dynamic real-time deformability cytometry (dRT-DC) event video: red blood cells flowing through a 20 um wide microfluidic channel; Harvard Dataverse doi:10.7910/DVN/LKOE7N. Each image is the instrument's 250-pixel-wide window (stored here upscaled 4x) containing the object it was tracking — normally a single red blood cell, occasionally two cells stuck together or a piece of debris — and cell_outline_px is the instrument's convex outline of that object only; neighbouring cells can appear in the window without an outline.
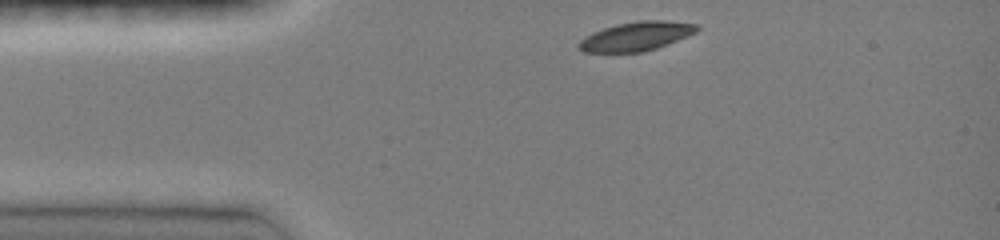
{"species": "common noctule bat (a hibernating species)", "species_latin": "Nyctalus noctula", "temperature_condition": "room temperature", "stored_images_in_passage": 33, "camera_frame_rate_fps": 3000, "um_per_image_px": 0.085, "animal": {"sex": "female", "body_mass_g": 19.0, "forearm_length_mm": 51.5}, "frame": {"image": 1, "passage_image": 1, "time_ms": 0.0, "image_size_px": [1000, 240], "cell_outline_px": [[700, 28], [696, 32], [688, 36], [668, 44], [644, 52], [584, 52], [576, 44], [580, 40], [592, 32], [616, 24], [640, 20], [664, 20], [696, 24]], "centroid_in_image_um": [54.09, 3.08], "position_along_channel_um": 30.9, "area_um2": 19.94}}
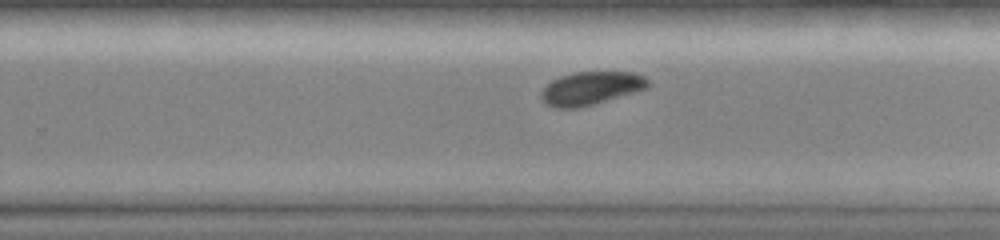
{"frame": {"image": 2, "passage_image": 22, "time_ms": 7.0, "image_size_px": [1000, 240], "cell_outline_px": [[652, 84], [648, 88], [636, 92], [592, 104], [576, 108], [556, 108], [548, 104], [540, 96], [540, 92], [552, 80], [560, 76], [576, 72], [636, 72], [644, 76]], "centroid_in_image_um": [50.28, 7.49], "position_along_channel_um": 279.5, "area_um2": 20.58}}
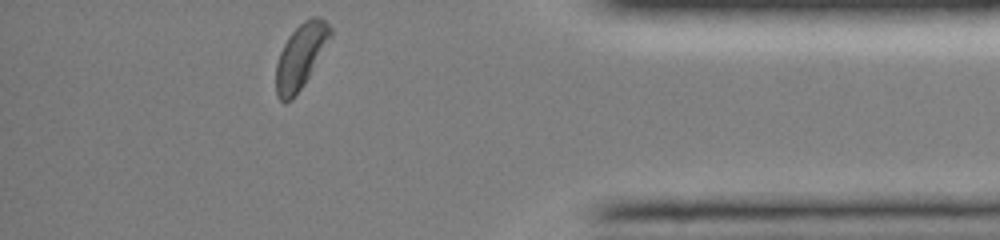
{"frame": {"image": 3, "passage_image": 33, "time_ms": 10.667, "image_size_px": [1000, 240], "cell_outline_px": [[332, 36], [308, 76], [292, 100], [284, 104], [276, 96], [276, 64], [280, 52], [288, 36], [304, 20], [312, 16], [320, 16], [332, 28]], "centroid_in_image_um": [25.54, 4.76], "position_along_channel_um": 409.7, "area_um2": 20.23}, "authors_computed_cell_mechanics": {"area_um2": 20.9814, "velocity_mm_per_s": 4.0773, "shape_relaxation_time_tau1_ms": 2.0488, "shape_relaxation_time_tau2_ms": null, "deformation_change_tau1": 0.0893, "deformation_change_tau2": null}}